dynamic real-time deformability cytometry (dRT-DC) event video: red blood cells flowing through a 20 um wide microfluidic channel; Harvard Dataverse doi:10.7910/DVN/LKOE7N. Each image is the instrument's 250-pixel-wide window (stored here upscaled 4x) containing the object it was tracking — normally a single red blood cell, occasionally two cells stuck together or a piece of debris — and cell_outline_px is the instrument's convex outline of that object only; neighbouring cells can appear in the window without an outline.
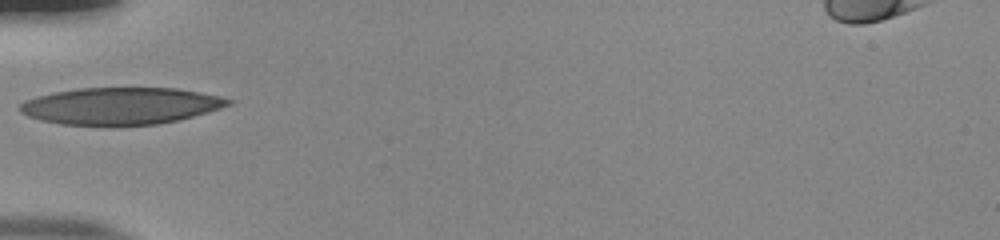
{"species": "human", "species_latin": "Homo sapiens", "temperature_condition": "room temperature", "stored_images_in_passage": 12, "camera_frame_rate_fps": 3000, "um_per_image_px": 0.085, "donor": {"sex": "male"}, "frame": {"image": 1, "passage_image": 1, "time_ms": 0.0, "image_size_px": [1000, 240], "cell_outline_px": [[232, 104], [208, 112], [180, 120], [156, 124], [116, 128], [108, 128], [60, 124], [40, 120], [28, 116], [20, 112], [20, 104], [24, 100], [36, 96], [56, 92], [80, 88], [176, 88], [220, 96], [232, 100]], "centroid_in_image_um": [10.23, 9.05], "position_along_channel_um": 74.8, "area_um2": 45.89}}
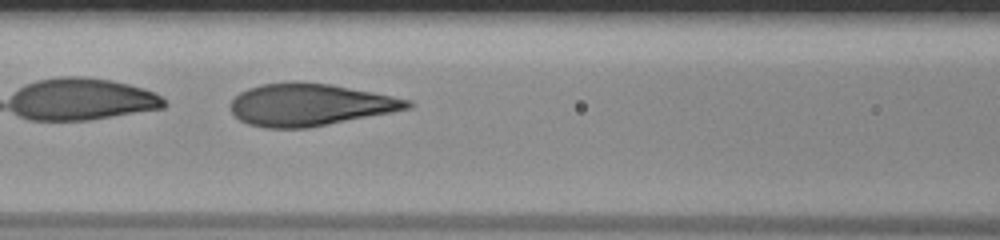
{"frame": {"image": 2, "passage_image": 6, "time_ms": 1.667, "image_size_px": [1000, 240], "cell_outline_px": [[412, 108], [392, 112], [308, 128], [268, 128], [248, 124], [240, 120], [232, 112], [232, 100], [240, 92], [248, 88], [264, 84], [296, 80], [332, 84], [412, 100]], "centroid_in_image_um": [26.35, 8.89], "position_along_channel_um": 140.2, "area_um2": 43.52}}
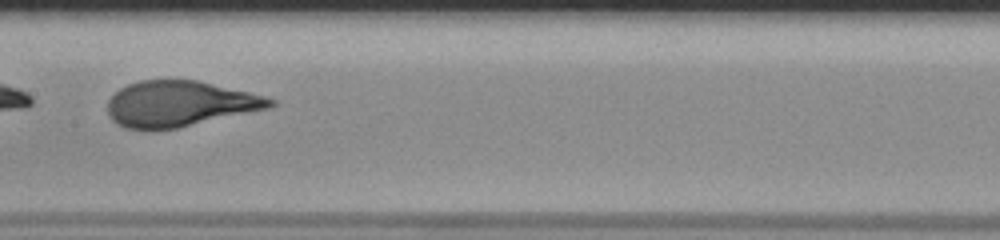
{"frame": {"image": 3, "passage_image": 10, "time_ms": 3.0, "image_size_px": [1000, 240], "cell_outline_px": [[276, 104], [268, 108], [176, 128], [156, 132], [152, 132], [124, 128], [116, 124], [112, 120], [108, 112], [108, 100], [120, 88], [128, 84], [140, 80], [196, 80], [248, 92], [264, 96], [276, 100]], "centroid_in_image_um": [15.2, 8.85], "position_along_channel_um": 192.2, "area_um2": 43.35}}